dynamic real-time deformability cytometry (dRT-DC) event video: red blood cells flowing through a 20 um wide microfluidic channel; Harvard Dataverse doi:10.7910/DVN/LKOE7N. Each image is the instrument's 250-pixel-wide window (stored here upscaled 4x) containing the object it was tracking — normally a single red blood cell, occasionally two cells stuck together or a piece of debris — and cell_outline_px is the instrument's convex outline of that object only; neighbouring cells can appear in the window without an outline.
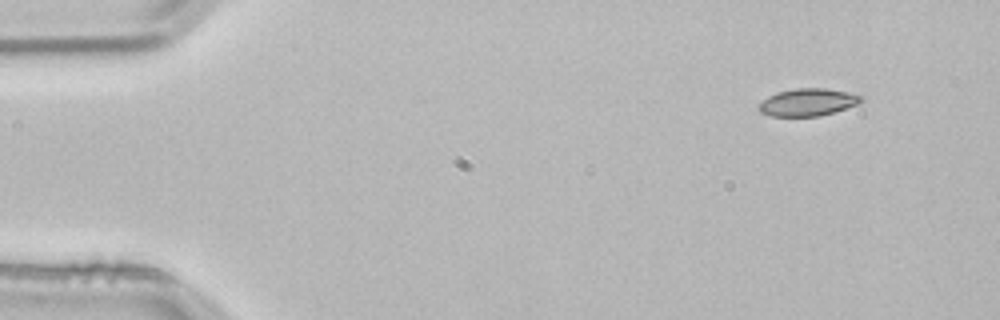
{"species": "common noctule bat (a hibernating species)", "species_latin": "Nyctalus noctula", "temperature_condition": "room temperature", "stored_images_in_passage": 4, "camera_frame_rate_fps": 3000, "um_per_image_px": 0.085, "animal": {"sex": "male", "body_mass_g": 21.5, "forearm_length_mm": 52.0}, "frame": {"image": 1, "passage_image": 1, "time_ms": 0.0, "image_size_px": [1000, 320], "cell_outline_px": [[864, 100], [856, 104], [820, 116], [772, 116], [760, 112], [756, 108], [768, 96], [776, 92], [796, 88], [824, 88], [848, 92], [864, 96]], "centroid_in_image_um": [68.65, 8.68], "position_along_channel_um": 16.4, "area_um2": 16.24}}
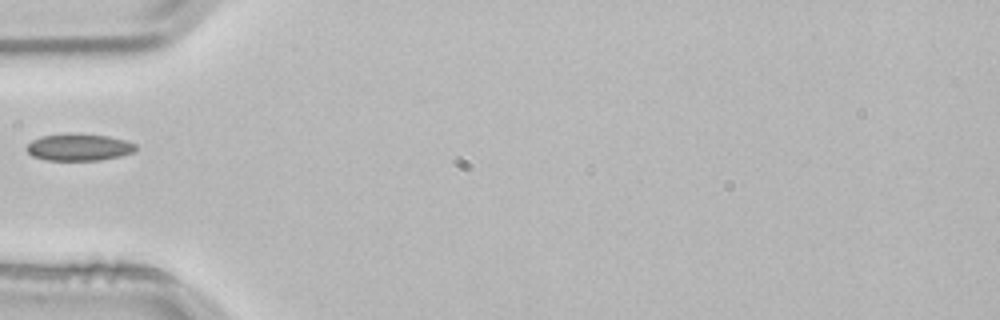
{"frame": {"image": 2, "passage_image": 4, "time_ms": 1.0, "image_size_px": [1000, 320], "cell_outline_px": [[136, 148], [132, 152], [120, 156], [100, 160], [44, 160], [32, 156], [24, 148], [32, 140], [40, 136], [68, 132], [108, 136], [124, 140], [136, 144]], "centroid_in_image_um": [6.65, 12.5], "position_along_channel_um": 78.4, "area_um2": 17.34}}